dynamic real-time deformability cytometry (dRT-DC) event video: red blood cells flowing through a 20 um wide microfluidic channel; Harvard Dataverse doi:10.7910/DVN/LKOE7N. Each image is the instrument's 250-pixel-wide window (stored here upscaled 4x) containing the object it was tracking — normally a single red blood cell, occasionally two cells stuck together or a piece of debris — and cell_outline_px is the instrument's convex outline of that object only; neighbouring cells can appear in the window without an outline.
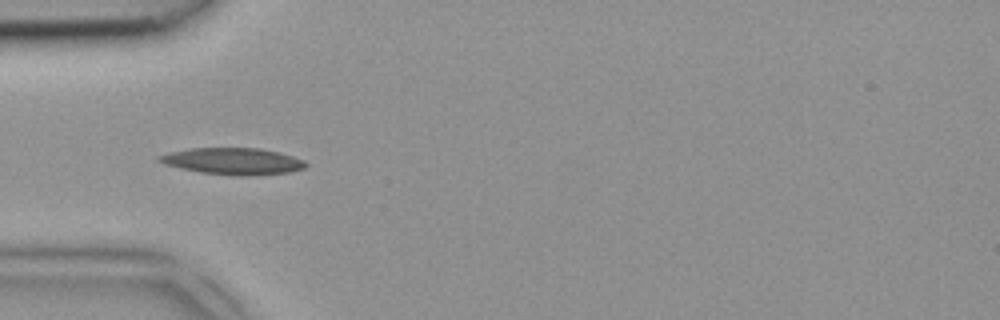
{"species": "common noctule bat (a hibernating species)", "species_latin": "Nyctalus noctula", "temperature_condition": "room temperature", "stored_images_in_passage": 3, "camera_frame_rate_fps": 3000, "um_per_image_px": 0.085, "animal": {"sex": "female", "body_mass_g": 18.4}, "frame": {"image": 1, "passage_image": 3, "time_ms": 0.667, "image_size_px": [1000, 320], "cell_outline_px": [[308, 164], [304, 168], [288, 172], [248, 176], [232, 176], [200, 172], [180, 168], [164, 164], [156, 160], [156, 156], [168, 152], [192, 148], [260, 148], [292, 156], [304, 160]], "centroid_in_image_um": [19.75, 13.7], "position_along_channel_um": 65.3, "area_um2": 22.83}}